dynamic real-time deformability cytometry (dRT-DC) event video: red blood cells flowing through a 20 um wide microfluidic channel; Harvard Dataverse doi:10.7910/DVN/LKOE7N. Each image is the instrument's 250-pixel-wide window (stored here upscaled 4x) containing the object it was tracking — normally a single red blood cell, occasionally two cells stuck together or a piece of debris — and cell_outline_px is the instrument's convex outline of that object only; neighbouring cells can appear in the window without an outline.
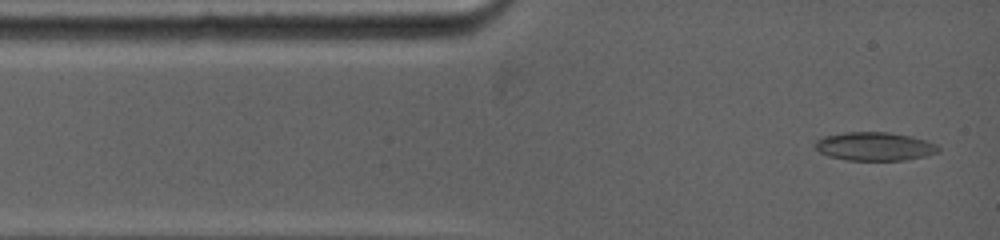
{"species": "common noctule bat (a hibernating species)", "species_latin": "Nyctalus noctula", "temperature_condition": "warm", "stored_images_in_passage": 16, "camera_frame_rate_fps": 5000, "um_per_image_px": 0.085, "animal": {"sex": "female", "body_mass_g": 19.0, "forearm_length_mm": 53.3}, "frame": {"image": 1, "passage_image": 1, "time_ms": 0.0, "image_size_px": [1000, 240], "cell_outline_px": [[940, 152], [924, 156], [904, 160], [848, 160], [828, 156], [820, 152], [816, 148], [816, 140], [824, 136], [844, 132], [888, 132], [908, 136], [924, 140], [936, 144], [940, 148]], "centroid_in_image_um": [74.34, 12.44], "position_along_channel_um": 10.7, "area_um2": 20.29}}
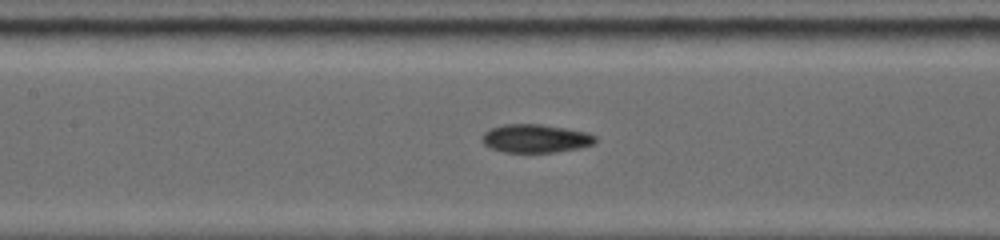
{"frame": {"image": 2, "passage_image": 10, "time_ms": 4.8, "image_size_px": [1000, 240], "cell_outline_px": [[596, 144], [580, 148], [556, 152], [504, 152], [492, 148], [484, 144], [480, 140], [480, 136], [484, 132], [492, 128], [504, 124], [540, 124], [588, 132], [596, 136]], "centroid_in_image_um": [45.53, 11.77], "position_along_channel_um": 161.9, "area_um2": 18.84}}
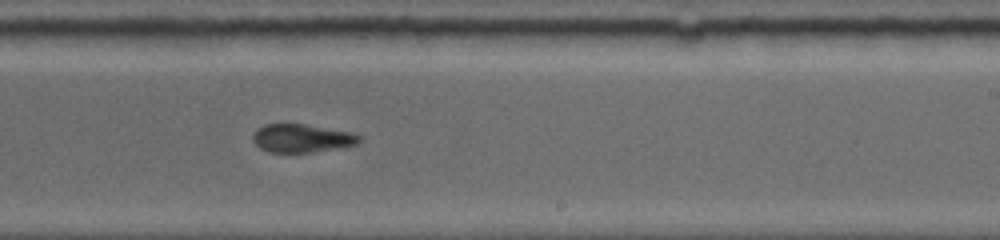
{"frame": {"image": 3, "passage_image": 16, "time_ms": 7.4, "image_size_px": [1000, 240], "cell_outline_px": [[360, 140], [356, 144], [336, 148], [312, 152], [268, 152], [260, 148], [252, 140], [252, 136], [256, 128], [264, 124], [304, 124], [352, 132], [360, 136]], "centroid_in_image_um": [25.61, 11.74], "position_along_channel_um": 263.4, "area_um2": 17.46}}